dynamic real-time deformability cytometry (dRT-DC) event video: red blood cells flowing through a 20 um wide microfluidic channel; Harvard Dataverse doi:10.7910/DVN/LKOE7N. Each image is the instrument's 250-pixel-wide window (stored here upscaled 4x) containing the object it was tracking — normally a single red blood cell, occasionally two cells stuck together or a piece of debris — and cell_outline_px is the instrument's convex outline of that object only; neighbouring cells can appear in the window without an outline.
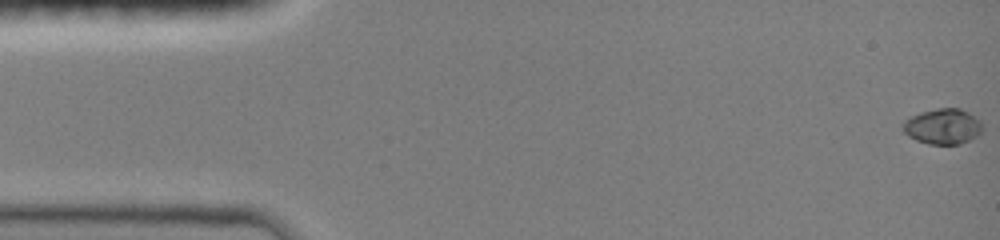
{"species": "common noctule bat (a hibernating species)", "species_latin": "Nyctalus noctula", "temperature_condition": "room temperature", "stored_images_in_passage": 11, "camera_frame_rate_fps": 3000, "um_per_image_px": 0.085, "animal": {"sex": "female", "body_mass_g": 19.0, "forearm_length_mm": 51.5}, "frame": {"image": 1, "passage_image": 1, "time_ms": 0.0, "image_size_px": [1000, 240], "cell_outline_px": [[984, 128], [976, 136], [960, 144], [928, 144], [916, 140], [908, 136], [900, 128], [904, 120], [920, 112], [936, 108], [960, 108], [968, 112], [980, 120]], "centroid_in_image_um": [80.11, 10.74], "position_along_channel_um": 4.9, "area_um2": 16.59}}
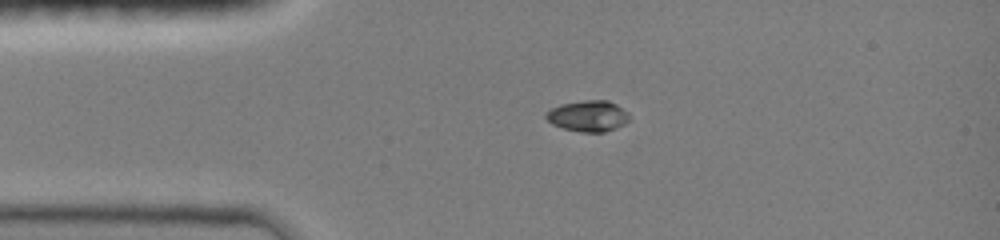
{"frame": {"image": 2, "passage_image": 10, "time_ms": 3.333, "image_size_px": [1000, 240], "cell_outline_px": [[628, 120], [624, 124], [616, 128], [604, 132], [580, 132], [564, 128], [552, 124], [544, 116], [552, 108], [560, 104], [584, 100], [608, 100], [616, 104], [628, 112]], "centroid_in_image_um": [49.99, 9.85], "position_along_channel_um": 35.0, "area_um2": 14.97}}